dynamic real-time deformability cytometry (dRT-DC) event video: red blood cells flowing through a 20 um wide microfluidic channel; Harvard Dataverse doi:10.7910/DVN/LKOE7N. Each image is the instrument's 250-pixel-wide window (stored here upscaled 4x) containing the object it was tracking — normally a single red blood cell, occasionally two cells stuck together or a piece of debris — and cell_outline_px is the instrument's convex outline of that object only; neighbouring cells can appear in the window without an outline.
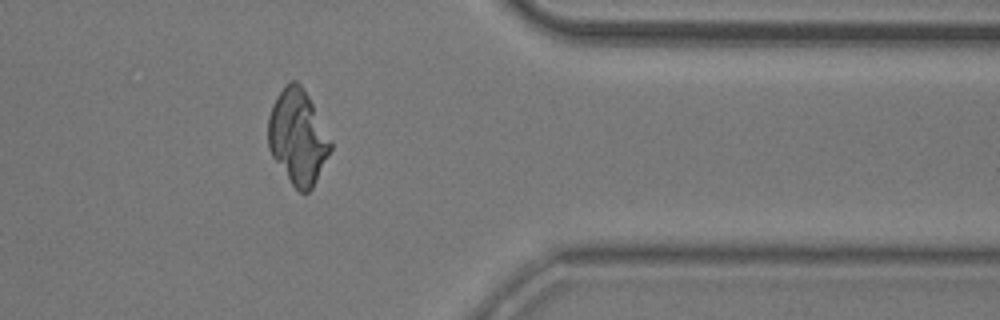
{"species": "common noctule bat (a hibernating species)", "species_latin": "Nyctalus noctula", "temperature_condition": "room temperature", "stored_images_in_passage": 41, "camera_frame_rate_fps": 3000, "um_per_image_px": 0.085, "animal": {"sex": "male", "body_mass_g": 20.5, "forearm_length_mm": 52.5}, "frame": {"image": 1, "passage_image": 31, "time_ms": 10.0, "image_size_px": [1000, 320], "cell_outline_px": [[332, 148], [312, 188], [308, 192], [300, 192], [292, 184], [272, 156], [268, 148], [268, 116], [272, 104], [276, 96], [292, 80], [296, 80], [300, 84], [308, 96], [332, 144]], "centroid_in_image_um": [25.28, 11.65], "position_along_channel_um": 386.1, "area_um2": 33.76}}
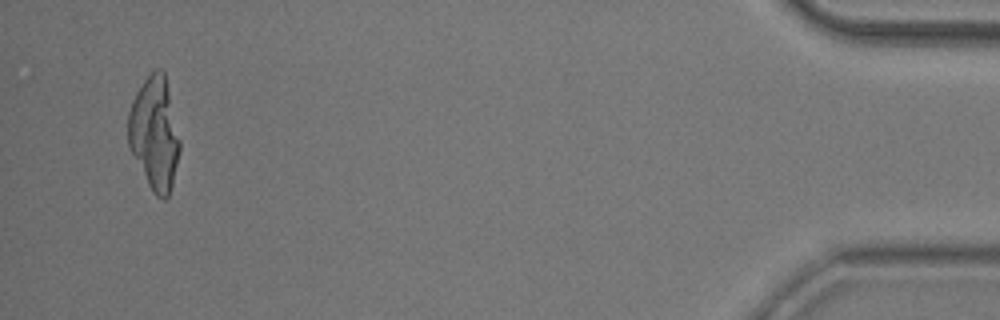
{"frame": {"image": 2, "passage_image": 39, "time_ms": 12.667, "image_size_px": [1000, 320], "cell_outline_px": [[180, 148], [172, 184], [168, 196], [164, 200], [156, 196], [152, 192], [128, 144], [128, 112], [132, 100], [136, 92], [152, 68], [160, 68], [164, 72], [180, 140]], "centroid_in_image_um": [13.13, 11.31], "position_along_channel_um": 422.1, "area_um2": 33.7}}